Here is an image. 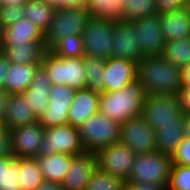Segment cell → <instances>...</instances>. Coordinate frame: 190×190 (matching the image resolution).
Wrapping results in <instances>:
<instances>
[{"instance_id":"cell-47","label":"cell","mask_w":190,"mask_h":190,"mask_svg":"<svg viewBox=\"0 0 190 190\" xmlns=\"http://www.w3.org/2000/svg\"><path fill=\"white\" fill-rule=\"evenodd\" d=\"M182 86L190 88V63L182 68Z\"/></svg>"},{"instance_id":"cell-6","label":"cell","mask_w":190,"mask_h":190,"mask_svg":"<svg viewBox=\"0 0 190 190\" xmlns=\"http://www.w3.org/2000/svg\"><path fill=\"white\" fill-rule=\"evenodd\" d=\"M89 17L85 7L56 9L49 28L45 32L47 50L67 36L82 35Z\"/></svg>"},{"instance_id":"cell-7","label":"cell","mask_w":190,"mask_h":190,"mask_svg":"<svg viewBox=\"0 0 190 190\" xmlns=\"http://www.w3.org/2000/svg\"><path fill=\"white\" fill-rule=\"evenodd\" d=\"M142 116L155 131L162 125L183 124V113L178 97L174 94H147Z\"/></svg>"},{"instance_id":"cell-8","label":"cell","mask_w":190,"mask_h":190,"mask_svg":"<svg viewBox=\"0 0 190 190\" xmlns=\"http://www.w3.org/2000/svg\"><path fill=\"white\" fill-rule=\"evenodd\" d=\"M85 152L78 128L73 127L69 123L44 128L43 140L38 151V156L54 153H66L76 156Z\"/></svg>"},{"instance_id":"cell-3","label":"cell","mask_w":190,"mask_h":190,"mask_svg":"<svg viewBox=\"0 0 190 190\" xmlns=\"http://www.w3.org/2000/svg\"><path fill=\"white\" fill-rule=\"evenodd\" d=\"M41 66L46 70L52 85H67L75 90L87 87V76L83 57H60L49 50Z\"/></svg>"},{"instance_id":"cell-46","label":"cell","mask_w":190,"mask_h":190,"mask_svg":"<svg viewBox=\"0 0 190 190\" xmlns=\"http://www.w3.org/2000/svg\"><path fill=\"white\" fill-rule=\"evenodd\" d=\"M35 190H65L62 183L44 180Z\"/></svg>"},{"instance_id":"cell-18","label":"cell","mask_w":190,"mask_h":190,"mask_svg":"<svg viewBox=\"0 0 190 190\" xmlns=\"http://www.w3.org/2000/svg\"><path fill=\"white\" fill-rule=\"evenodd\" d=\"M105 91H117L137 80V63L128 59H106Z\"/></svg>"},{"instance_id":"cell-20","label":"cell","mask_w":190,"mask_h":190,"mask_svg":"<svg viewBox=\"0 0 190 190\" xmlns=\"http://www.w3.org/2000/svg\"><path fill=\"white\" fill-rule=\"evenodd\" d=\"M38 120L32 106H30L27 99L21 93L8 94L3 116L4 126L8 130L32 124Z\"/></svg>"},{"instance_id":"cell-41","label":"cell","mask_w":190,"mask_h":190,"mask_svg":"<svg viewBox=\"0 0 190 190\" xmlns=\"http://www.w3.org/2000/svg\"><path fill=\"white\" fill-rule=\"evenodd\" d=\"M126 190H167V186L157 184L126 181Z\"/></svg>"},{"instance_id":"cell-40","label":"cell","mask_w":190,"mask_h":190,"mask_svg":"<svg viewBox=\"0 0 190 190\" xmlns=\"http://www.w3.org/2000/svg\"><path fill=\"white\" fill-rule=\"evenodd\" d=\"M11 153V142H10V130L4 127L0 130V157L10 156Z\"/></svg>"},{"instance_id":"cell-37","label":"cell","mask_w":190,"mask_h":190,"mask_svg":"<svg viewBox=\"0 0 190 190\" xmlns=\"http://www.w3.org/2000/svg\"><path fill=\"white\" fill-rule=\"evenodd\" d=\"M19 172V158H15L10 165H5L4 188H0V190H21V183L18 179Z\"/></svg>"},{"instance_id":"cell-33","label":"cell","mask_w":190,"mask_h":190,"mask_svg":"<svg viewBox=\"0 0 190 190\" xmlns=\"http://www.w3.org/2000/svg\"><path fill=\"white\" fill-rule=\"evenodd\" d=\"M60 57H83L84 43L82 35H72L58 41L50 50Z\"/></svg>"},{"instance_id":"cell-38","label":"cell","mask_w":190,"mask_h":190,"mask_svg":"<svg viewBox=\"0 0 190 190\" xmlns=\"http://www.w3.org/2000/svg\"><path fill=\"white\" fill-rule=\"evenodd\" d=\"M172 164L190 166V138L184 137L171 156Z\"/></svg>"},{"instance_id":"cell-52","label":"cell","mask_w":190,"mask_h":190,"mask_svg":"<svg viewBox=\"0 0 190 190\" xmlns=\"http://www.w3.org/2000/svg\"><path fill=\"white\" fill-rule=\"evenodd\" d=\"M42 1L48 2L54 7V0H42Z\"/></svg>"},{"instance_id":"cell-26","label":"cell","mask_w":190,"mask_h":190,"mask_svg":"<svg viewBox=\"0 0 190 190\" xmlns=\"http://www.w3.org/2000/svg\"><path fill=\"white\" fill-rule=\"evenodd\" d=\"M85 8L93 18L125 21V0H87Z\"/></svg>"},{"instance_id":"cell-34","label":"cell","mask_w":190,"mask_h":190,"mask_svg":"<svg viewBox=\"0 0 190 190\" xmlns=\"http://www.w3.org/2000/svg\"><path fill=\"white\" fill-rule=\"evenodd\" d=\"M156 0H125V21L136 20L157 14Z\"/></svg>"},{"instance_id":"cell-39","label":"cell","mask_w":190,"mask_h":190,"mask_svg":"<svg viewBox=\"0 0 190 190\" xmlns=\"http://www.w3.org/2000/svg\"><path fill=\"white\" fill-rule=\"evenodd\" d=\"M189 0H156L158 14L182 10L188 7Z\"/></svg>"},{"instance_id":"cell-36","label":"cell","mask_w":190,"mask_h":190,"mask_svg":"<svg viewBox=\"0 0 190 190\" xmlns=\"http://www.w3.org/2000/svg\"><path fill=\"white\" fill-rule=\"evenodd\" d=\"M25 18L23 6L1 5L0 6V31L9 25Z\"/></svg>"},{"instance_id":"cell-51","label":"cell","mask_w":190,"mask_h":190,"mask_svg":"<svg viewBox=\"0 0 190 190\" xmlns=\"http://www.w3.org/2000/svg\"><path fill=\"white\" fill-rule=\"evenodd\" d=\"M4 127L3 117L0 116V130H2Z\"/></svg>"},{"instance_id":"cell-19","label":"cell","mask_w":190,"mask_h":190,"mask_svg":"<svg viewBox=\"0 0 190 190\" xmlns=\"http://www.w3.org/2000/svg\"><path fill=\"white\" fill-rule=\"evenodd\" d=\"M52 84L46 70L40 65L32 79L30 87L21 94L32 106L35 116L40 119L49 107V91Z\"/></svg>"},{"instance_id":"cell-32","label":"cell","mask_w":190,"mask_h":190,"mask_svg":"<svg viewBox=\"0 0 190 190\" xmlns=\"http://www.w3.org/2000/svg\"><path fill=\"white\" fill-rule=\"evenodd\" d=\"M86 190H126V181L97 168L87 183Z\"/></svg>"},{"instance_id":"cell-24","label":"cell","mask_w":190,"mask_h":190,"mask_svg":"<svg viewBox=\"0 0 190 190\" xmlns=\"http://www.w3.org/2000/svg\"><path fill=\"white\" fill-rule=\"evenodd\" d=\"M3 55L10 63L16 64H41L45 53L48 51L45 43H26L0 48Z\"/></svg>"},{"instance_id":"cell-45","label":"cell","mask_w":190,"mask_h":190,"mask_svg":"<svg viewBox=\"0 0 190 190\" xmlns=\"http://www.w3.org/2000/svg\"><path fill=\"white\" fill-rule=\"evenodd\" d=\"M14 160L13 155L0 157V188H4L5 165H10Z\"/></svg>"},{"instance_id":"cell-17","label":"cell","mask_w":190,"mask_h":190,"mask_svg":"<svg viewBox=\"0 0 190 190\" xmlns=\"http://www.w3.org/2000/svg\"><path fill=\"white\" fill-rule=\"evenodd\" d=\"M97 168L95 152H85L74 156L62 182L63 187L65 190H86L87 183Z\"/></svg>"},{"instance_id":"cell-29","label":"cell","mask_w":190,"mask_h":190,"mask_svg":"<svg viewBox=\"0 0 190 190\" xmlns=\"http://www.w3.org/2000/svg\"><path fill=\"white\" fill-rule=\"evenodd\" d=\"M106 59L94 56H84V66L87 76V87L97 93L105 91V70Z\"/></svg>"},{"instance_id":"cell-10","label":"cell","mask_w":190,"mask_h":190,"mask_svg":"<svg viewBox=\"0 0 190 190\" xmlns=\"http://www.w3.org/2000/svg\"><path fill=\"white\" fill-rule=\"evenodd\" d=\"M119 141L136 155L156 151V132L142 115L130 118L120 125Z\"/></svg>"},{"instance_id":"cell-2","label":"cell","mask_w":190,"mask_h":190,"mask_svg":"<svg viewBox=\"0 0 190 190\" xmlns=\"http://www.w3.org/2000/svg\"><path fill=\"white\" fill-rule=\"evenodd\" d=\"M146 93L138 80L117 91L100 93L99 112L120 125L128 119L142 115Z\"/></svg>"},{"instance_id":"cell-14","label":"cell","mask_w":190,"mask_h":190,"mask_svg":"<svg viewBox=\"0 0 190 190\" xmlns=\"http://www.w3.org/2000/svg\"><path fill=\"white\" fill-rule=\"evenodd\" d=\"M44 127L36 121L10 130L11 153L15 158H36L43 140Z\"/></svg>"},{"instance_id":"cell-30","label":"cell","mask_w":190,"mask_h":190,"mask_svg":"<svg viewBox=\"0 0 190 190\" xmlns=\"http://www.w3.org/2000/svg\"><path fill=\"white\" fill-rule=\"evenodd\" d=\"M162 55L173 65L185 67L190 63V37L165 41Z\"/></svg>"},{"instance_id":"cell-31","label":"cell","mask_w":190,"mask_h":190,"mask_svg":"<svg viewBox=\"0 0 190 190\" xmlns=\"http://www.w3.org/2000/svg\"><path fill=\"white\" fill-rule=\"evenodd\" d=\"M20 172L19 181L21 190H35L43 181L35 158H19Z\"/></svg>"},{"instance_id":"cell-11","label":"cell","mask_w":190,"mask_h":190,"mask_svg":"<svg viewBox=\"0 0 190 190\" xmlns=\"http://www.w3.org/2000/svg\"><path fill=\"white\" fill-rule=\"evenodd\" d=\"M96 156L97 166L100 170L121 177L126 181L136 154L127 145L118 141L98 150Z\"/></svg>"},{"instance_id":"cell-16","label":"cell","mask_w":190,"mask_h":190,"mask_svg":"<svg viewBox=\"0 0 190 190\" xmlns=\"http://www.w3.org/2000/svg\"><path fill=\"white\" fill-rule=\"evenodd\" d=\"M26 43H45V33L30 19H20L0 31V48Z\"/></svg>"},{"instance_id":"cell-42","label":"cell","mask_w":190,"mask_h":190,"mask_svg":"<svg viewBox=\"0 0 190 190\" xmlns=\"http://www.w3.org/2000/svg\"><path fill=\"white\" fill-rule=\"evenodd\" d=\"M180 108L183 114L190 113V88H181L177 93Z\"/></svg>"},{"instance_id":"cell-15","label":"cell","mask_w":190,"mask_h":190,"mask_svg":"<svg viewBox=\"0 0 190 190\" xmlns=\"http://www.w3.org/2000/svg\"><path fill=\"white\" fill-rule=\"evenodd\" d=\"M112 36V57L128 59L138 64L143 56L133 25L129 21H114Z\"/></svg>"},{"instance_id":"cell-35","label":"cell","mask_w":190,"mask_h":190,"mask_svg":"<svg viewBox=\"0 0 190 190\" xmlns=\"http://www.w3.org/2000/svg\"><path fill=\"white\" fill-rule=\"evenodd\" d=\"M167 190H190V166L171 165Z\"/></svg>"},{"instance_id":"cell-48","label":"cell","mask_w":190,"mask_h":190,"mask_svg":"<svg viewBox=\"0 0 190 190\" xmlns=\"http://www.w3.org/2000/svg\"><path fill=\"white\" fill-rule=\"evenodd\" d=\"M8 99V93L3 89H0V116L3 117L5 113L6 103Z\"/></svg>"},{"instance_id":"cell-44","label":"cell","mask_w":190,"mask_h":190,"mask_svg":"<svg viewBox=\"0 0 190 190\" xmlns=\"http://www.w3.org/2000/svg\"><path fill=\"white\" fill-rule=\"evenodd\" d=\"M87 0H54V7L58 8H77L85 7Z\"/></svg>"},{"instance_id":"cell-1","label":"cell","mask_w":190,"mask_h":190,"mask_svg":"<svg viewBox=\"0 0 190 190\" xmlns=\"http://www.w3.org/2000/svg\"><path fill=\"white\" fill-rule=\"evenodd\" d=\"M137 80L147 94L177 95L182 86V68L163 55L145 56L137 64Z\"/></svg>"},{"instance_id":"cell-43","label":"cell","mask_w":190,"mask_h":190,"mask_svg":"<svg viewBox=\"0 0 190 190\" xmlns=\"http://www.w3.org/2000/svg\"><path fill=\"white\" fill-rule=\"evenodd\" d=\"M10 69V62L8 59L0 53V89L6 92V77L8 76V70Z\"/></svg>"},{"instance_id":"cell-5","label":"cell","mask_w":190,"mask_h":190,"mask_svg":"<svg viewBox=\"0 0 190 190\" xmlns=\"http://www.w3.org/2000/svg\"><path fill=\"white\" fill-rule=\"evenodd\" d=\"M171 156L154 151L137 154L126 181L152 183L167 186L171 170Z\"/></svg>"},{"instance_id":"cell-50","label":"cell","mask_w":190,"mask_h":190,"mask_svg":"<svg viewBox=\"0 0 190 190\" xmlns=\"http://www.w3.org/2000/svg\"><path fill=\"white\" fill-rule=\"evenodd\" d=\"M29 0H1V5H20L24 6Z\"/></svg>"},{"instance_id":"cell-27","label":"cell","mask_w":190,"mask_h":190,"mask_svg":"<svg viewBox=\"0 0 190 190\" xmlns=\"http://www.w3.org/2000/svg\"><path fill=\"white\" fill-rule=\"evenodd\" d=\"M156 151L172 156L185 137L183 124L162 125L156 131Z\"/></svg>"},{"instance_id":"cell-12","label":"cell","mask_w":190,"mask_h":190,"mask_svg":"<svg viewBox=\"0 0 190 190\" xmlns=\"http://www.w3.org/2000/svg\"><path fill=\"white\" fill-rule=\"evenodd\" d=\"M76 90L67 85H52L49 91V107L38 120L44 128L68 123V112Z\"/></svg>"},{"instance_id":"cell-13","label":"cell","mask_w":190,"mask_h":190,"mask_svg":"<svg viewBox=\"0 0 190 190\" xmlns=\"http://www.w3.org/2000/svg\"><path fill=\"white\" fill-rule=\"evenodd\" d=\"M130 23L136 29L137 41L142 56L162 55L165 39L161 30L159 14L131 20Z\"/></svg>"},{"instance_id":"cell-21","label":"cell","mask_w":190,"mask_h":190,"mask_svg":"<svg viewBox=\"0 0 190 190\" xmlns=\"http://www.w3.org/2000/svg\"><path fill=\"white\" fill-rule=\"evenodd\" d=\"M100 93L85 88L76 90L68 112V123L78 128L84 120L99 112Z\"/></svg>"},{"instance_id":"cell-4","label":"cell","mask_w":190,"mask_h":190,"mask_svg":"<svg viewBox=\"0 0 190 190\" xmlns=\"http://www.w3.org/2000/svg\"><path fill=\"white\" fill-rule=\"evenodd\" d=\"M81 143L86 152H97L119 141L120 124L98 112L78 127Z\"/></svg>"},{"instance_id":"cell-28","label":"cell","mask_w":190,"mask_h":190,"mask_svg":"<svg viewBox=\"0 0 190 190\" xmlns=\"http://www.w3.org/2000/svg\"><path fill=\"white\" fill-rule=\"evenodd\" d=\"M23 9L25 18L34 22L44 33L48 30L56 10L50 3L42 0H29Z\"/></svg>"},{"instance_id":"cell-49","label":"cell","mask_w":190,"mask_h":190,"mask_svg":"<svg viewBox=\"0 0 190 190\" xmlns=\"http://www.w3.org/2000/svg\"><path fill=\"white\" fill-rule=\"evenodd\" d=\"M182 121H183L184 135L185 137L190 138V113L183 114Z\"/></svg>"},{"instance_id":"cell-9","label":"cell","mask_w":190,"mask_h":190,"mask_svg":"<svg viewBox=\"0 0 190 190\" xmlns=\"http://www.w3.org/2000/svg\"><path fill=\"white\" fill-rule=\"evenodd\" d=\"M114 21L89 17L83 31L84 54L109 59L112 57Z\"/></svg>"},{"instance_id":"cell-25","label":"cell","mask_w":190,"mask_h":190,"mask_svg":"<svg viewBox=\"0 0 190 190\" xmlns=\"http://www.w3.org/2000/svg\"><path fill=\"white\" fill-rule=\"evenodd\" d=\"M40 65L10 63V69L6 77V92L8 94H18L26 91L30 87L34 74Z\"/></svg>"},{"instance_id":"cell-22","label":"cell","mask_w":190,"mask_h":190,"mask_svg":"<svg viewBox=\"0 0 190 190\" xmlns=\"http://www.w3.org/2000/svg\"><path fill=\"white\" fill-rule=\"evenodd\" d=\"M161 30L165 41L190 37V9L186 7L179 11L159 15Z\"/></svg>"},{"instance_id":"cell-23","label":"cell","mask_w":190,"mask_h":190,"mask_svg":"<svg viewBox=\"0 0 190 190\" xmlns=\"http://www.w3.org/2000/svg\"><path fill=\"white\" fill-rule=\"evenodd\" d=\"M73 157L74 155L71 154L54 153L46 156H37L35 159L44 180L62 183Z\"/></svg>"}]
</instances>
